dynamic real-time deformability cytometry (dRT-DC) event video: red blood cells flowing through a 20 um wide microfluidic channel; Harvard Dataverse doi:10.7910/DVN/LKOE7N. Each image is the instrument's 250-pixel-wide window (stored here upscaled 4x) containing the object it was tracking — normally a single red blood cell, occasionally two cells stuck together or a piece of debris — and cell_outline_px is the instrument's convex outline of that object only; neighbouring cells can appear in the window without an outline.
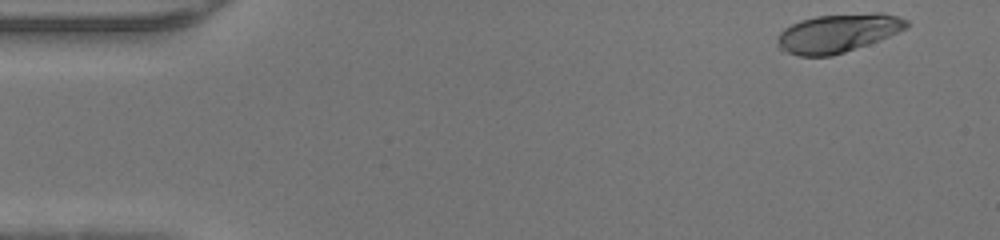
{"species": "human", "species_latin": "Homo sapiens", "temperature_condition": "warm", "stored_images_in_passage": 44, "camera_frame_rate_fps": 3000, "um_per_image_px": 0.085, "donor": {"sex": "male"}, "frame": {"image": 1, "passage_image": 1, "time_ms": 0.0, "image_size_px": [1000, 240], "cell_outline_px": [[908, 28], [880, 40], [832, 56], [800, 56], [780, 52], [776, 48], [776, 40], [780, 32], [784, 28], [800, 20], [816, 16], [876, 12], [884, 12], [908, 20]], "centroid_in_image_um": [71.18, 2.82], "position_along_channel_um": 13.8, "area_um2": 29.42}}
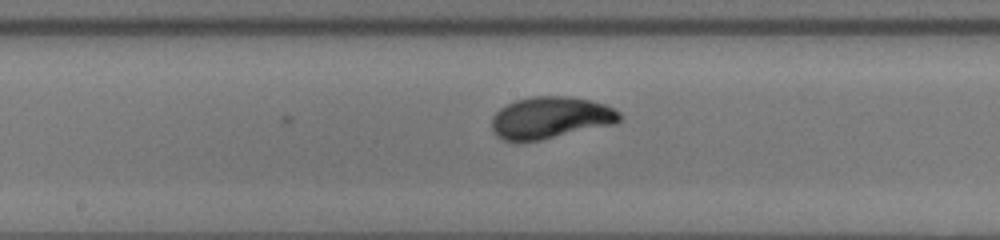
{"frame": {"image": 2, "passage_image": 22, "time_ms": 7.0, "image_size_px": [1000, 240], "cell_outline_px": [[624, 116], [616, 124], [540, 140], [516, 144], [504, 140], [496, 136], [492, 132], [492, 116], [500, 108], [516, 100], [532, 96], [568, 96], [588, 100], [604, 104], [620, 112]], "centroid_in_image_um": [46.77, 10.03], "position_along_channel_um": 201.4, "area_um2": 31.67}}
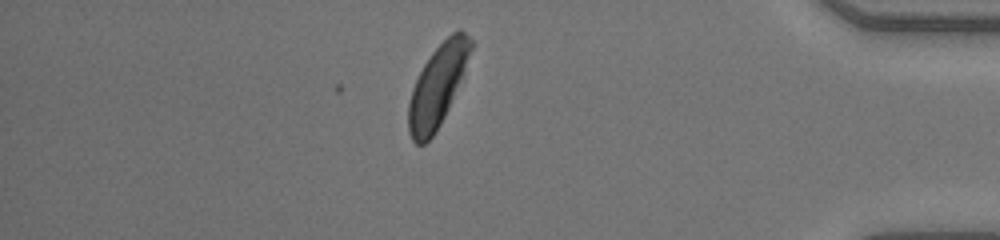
{"frame": {"image": 3, "passage_image": 38, "time_ms": 12.333, "image_size_px": [1000, 240], "cell_outline_px": [[472, 48], [464, 72], [448, 108], [436, 132], [424, 144], [416, 144], [412, 140], [408, 132], [408, 104], [412, 88], [424, 64], [432, 52], [452, 32], [460, 28], [472, 40]], "centroid_in_image_um": [37.17, 7.3], "position_along_channel_um": 398.0, "area_um2": 29.13}}